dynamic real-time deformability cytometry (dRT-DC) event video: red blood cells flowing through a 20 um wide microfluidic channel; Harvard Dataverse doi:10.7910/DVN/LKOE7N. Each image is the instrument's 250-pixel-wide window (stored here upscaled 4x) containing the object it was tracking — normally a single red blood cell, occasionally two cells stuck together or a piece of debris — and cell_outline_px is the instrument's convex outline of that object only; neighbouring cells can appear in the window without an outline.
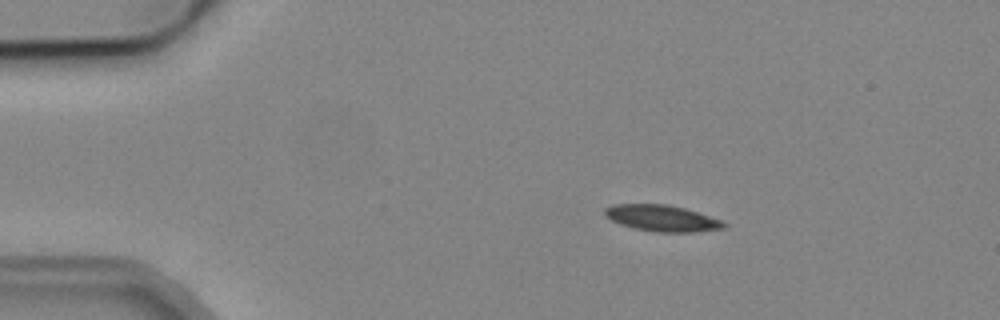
{"species": "common noctule bat (a hibernating species)", "species_latin": "Nyctalus noctula", "temperature_condition": "cold", "stored_images_in_passage": 5, "camera_frame_rate_fps": 3000, "um_per_image_px": 0.085, "animal": {"sex": "male", "body_mass_g": 19.2, "forearm_length_mm": 51.8}, "frame": {"image": 1, "passage_image": 2, "time_ms": 1.333, "image_size_px": [1000, 320], "cell_outline_px": [[728, 228], [692, 232], [656, 232], [636, 228], [620, 224], [604, 216], [604, 208], [612, 204], [668, 204], [684, 208], [724, 220], [728, 224]], "centroid_in_image_um": [56.31, 18.54], "position_along_channel_um": 28.7, "area_um2": 18.44}}
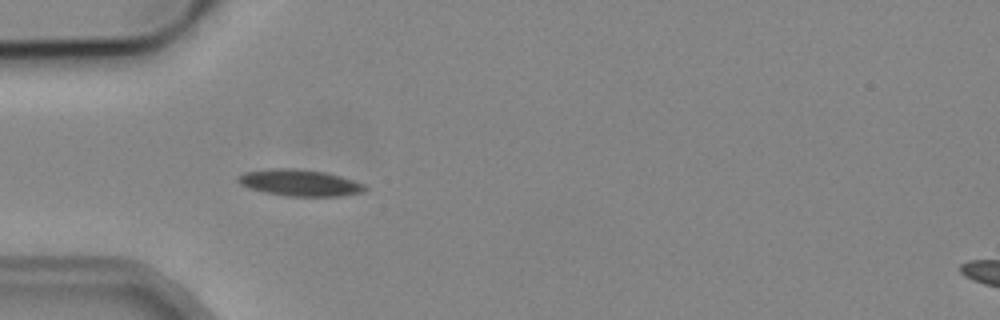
{"frame": {"image": 2, "passage_image": 4, "time_ms": 3.667, "image_size_px": [1000, 320], "cell_outline_px": [[368, 188], [364, 192], [340, 196], [288, 196], [248, 188], [240, 184], [236, 180], [244, 172], [272, 168], [292, 168], [324, 172], [340, 176], [364, 184]], "centroid_in_image_um": [25.49, 15.53], "position_along_channel_um": 59.5, "area_um2": 19.42}}